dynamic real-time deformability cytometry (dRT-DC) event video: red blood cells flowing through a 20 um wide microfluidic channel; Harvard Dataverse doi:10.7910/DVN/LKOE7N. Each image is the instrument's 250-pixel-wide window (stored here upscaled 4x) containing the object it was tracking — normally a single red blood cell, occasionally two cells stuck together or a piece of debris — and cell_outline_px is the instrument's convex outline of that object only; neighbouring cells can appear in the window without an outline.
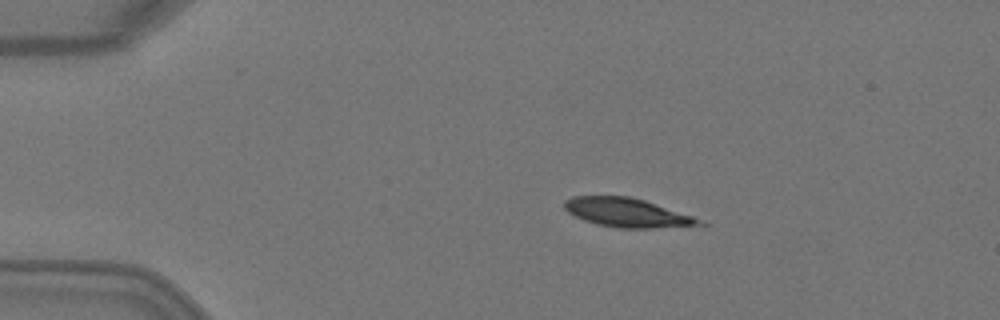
{"species": "Egyptian fruit bat (a non-hibernating species)", "species_latin": "Rousettus aegyptiacus", "temperature_condition": "warm", "stored_images_in_passage": 5, "camera_frame_rate_fps": 3000, "um_per_image_px": 0.085, "animal": {"sex": "female"}, "frame": {"image": 1, "passage_image": 2, "time_ms": 0.333, "image_size_px": [1000, 320], "cell_outline_px": [[708, 224], [652, 228], [616, 228], [596, 224], [584, 220], [568, 212], [564, 208], [564, 200], [572, 196], [628, 196], [644, 200], [692, 216]], "centroid_in_image_um": [53.25, 18.07], "position_along_channel_um": 31.8, "area_um2": 22.48}}
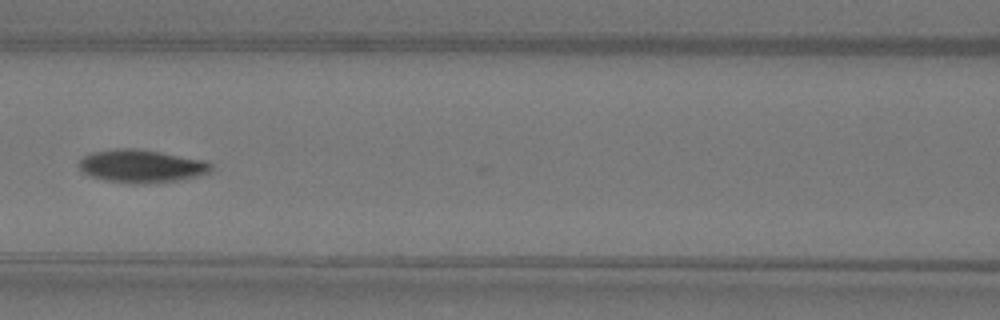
{"frame": {"image": 2, "passage_image": 5, "time_ms": 1.333, "image_size_px": [1000, 320], "cell_outline_px": [[212, 172], [200, 176], [176, 180], [144, 184], [132, 184], [104, 180], [88, 176], [80, 168], [80, 160], [84, 156], [92, 152], [116, 148], [132, 148], [160, 152], [208, 160], [212, 164]], "centroid_in_image_um": [12.06, 14.12], "position_along_channel_um": 154.5, "area_um2": 25.61}}